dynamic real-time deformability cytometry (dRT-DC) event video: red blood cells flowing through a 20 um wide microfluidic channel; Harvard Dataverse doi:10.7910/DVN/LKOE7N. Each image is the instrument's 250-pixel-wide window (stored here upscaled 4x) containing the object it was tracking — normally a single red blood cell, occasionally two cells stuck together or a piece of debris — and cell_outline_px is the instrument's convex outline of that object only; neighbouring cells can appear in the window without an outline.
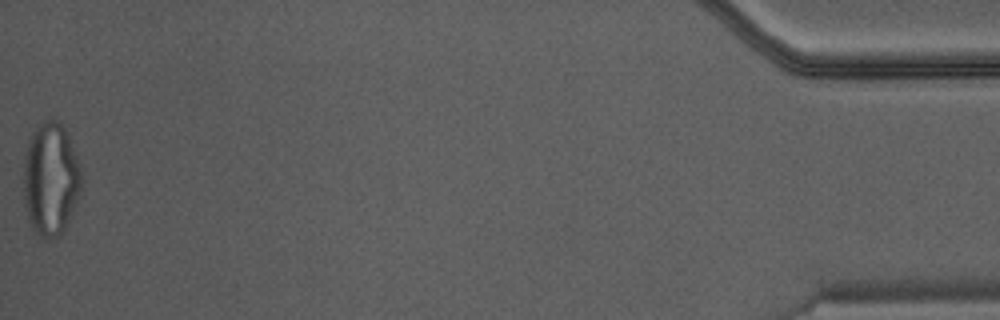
{"species": "Egyptian fruit bat (a non-hibernating species)", "species_latin": "Rousettus aegyptiacus", "temperature_condition": "warm", "stored_images_in_passage": 42, "camera_frame_rate_fps": 3000, "um_per_image_px": 0.085, "animal": {"sex": "male"}, "frame": {"image": 1, "passage_image": 42, "time_ms": 13.667, "image_size_px": [1000, 320], "cell_outline_px": [[80, 188], [68, 220], [60, 236], [40, 236], [32, 228], [28, 220], [24, 200], [24, 152], [32, 132], [48, 116], [56, 116], [64, 128], [68, 136], [80, 172]], "centroid_in_image_um": [4.25, 15.15], "position_along_channel_um": 430.9, "area_um2": 37.45}}